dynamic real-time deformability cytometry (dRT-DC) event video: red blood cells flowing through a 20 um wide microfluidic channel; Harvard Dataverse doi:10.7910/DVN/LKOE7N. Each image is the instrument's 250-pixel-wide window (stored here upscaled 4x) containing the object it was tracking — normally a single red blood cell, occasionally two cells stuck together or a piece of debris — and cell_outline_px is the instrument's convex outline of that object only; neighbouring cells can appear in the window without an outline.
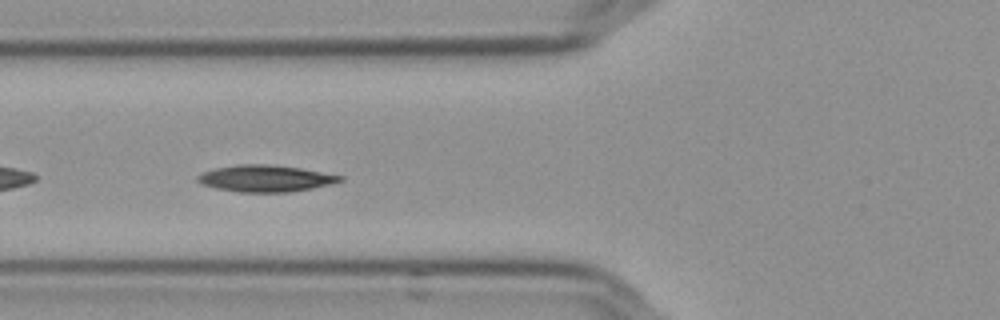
{"species": "Egyptian fruit bat (a non-hibernating species)", "species_latin": "Rousettus aegyptiacus", "temperature_condition": "cold", "stored_images_in_passage": 28, "camera_frame_rate_fps": 3000, "um_per_image_px": 0.085, "frame": {"image": 1, "passage_image": 5, "time_ms": 1.333, "image_size_px": [1000, 320], "cell_outline_px": [[344, 180], [332, 184], [292, 192], [240, 192], [216, 188], [200, 184], [196, 180], [196, 176], [204, 172], [216, 168], [240, 164], [264, 164], [300, 168], [344, 176]], "centroid_in_image_um": [22.57, 15.17], "position_along_channel_um": 103.2, "area_um2": 22.08}}
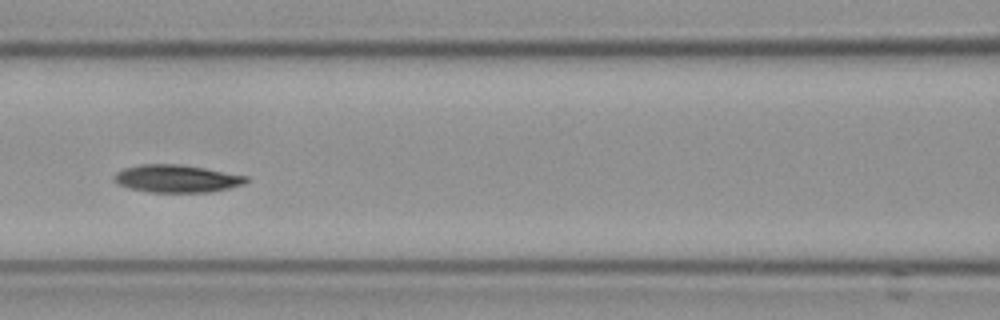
{"frame": {"image": 2, "passage_image": 9, "time_ms": 2.667, "image_size_px": [1000, 320], "cell_outline_px": [[248, 180], [244, 184], [212, 192], [148, 192], [128, 188], [116, 184], [112, 180], [112, 176], [116, 172], [124, 168], [140, 164], [180, 164], [204, 168], [248, 176]], "centroid_in_image_um": [14.96, 15.18], "position_along_channel_um": 151.6, "area_um2": 21.44}, "authors_computed_cell_mechanics": {"area_um2": 21.5594, "velocity_mm_per_s": 3.5893, "shape_relaxation_time_tau1_ms": 5.285, "shape_relaxation_time_tau2_ms": 5.3054, "deformation_change_tau1": 0.117, "deformation_change_tau2": 0.1024}}